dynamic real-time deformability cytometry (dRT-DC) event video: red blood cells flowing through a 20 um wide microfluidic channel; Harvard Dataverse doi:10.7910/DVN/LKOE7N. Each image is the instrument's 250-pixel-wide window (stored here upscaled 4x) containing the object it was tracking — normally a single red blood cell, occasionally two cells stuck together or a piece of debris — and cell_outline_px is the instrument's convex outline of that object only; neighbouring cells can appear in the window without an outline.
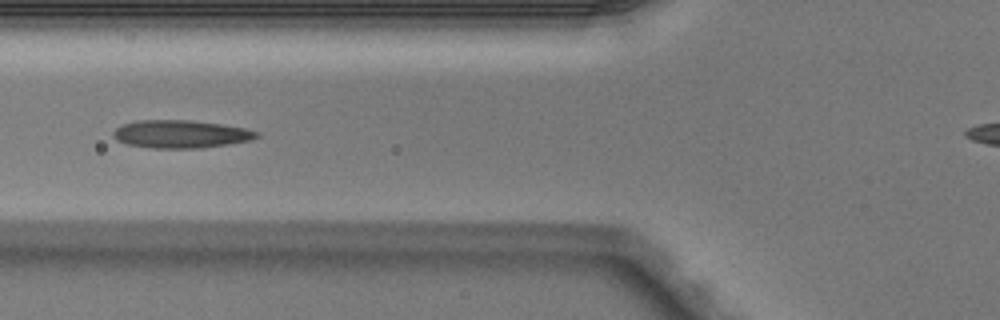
{"species": "Egyptian fruit bat (a non-hibernating species)", "species_latin": "Rousettus aegyptiacus", "temperature_condition": "warm", "stored_images_in_passage": 34, "camera_frame_rate_fps": 3000, "um_per_image_px": 0.085, "animal": {"sex": "male"}, "frame": {"image": 1, "passage_image": 7, "time_ms": 2.0, "image_size_px": [1000, 320], "cell_outline_px": [[260, 136], [252, 140], [228, 144], [200, 148], [152, 148], [128, 144], [116, 140], [112, 136], [112, 132], [116, 128], [124, 124], [136, 120], [192, 120], [220, 124], [244, 128], [260, 132]], "centroid_in_image_um": [15.37, 11.39], "position_along_channel_um": 110.4, "area_um2": 23.35}}
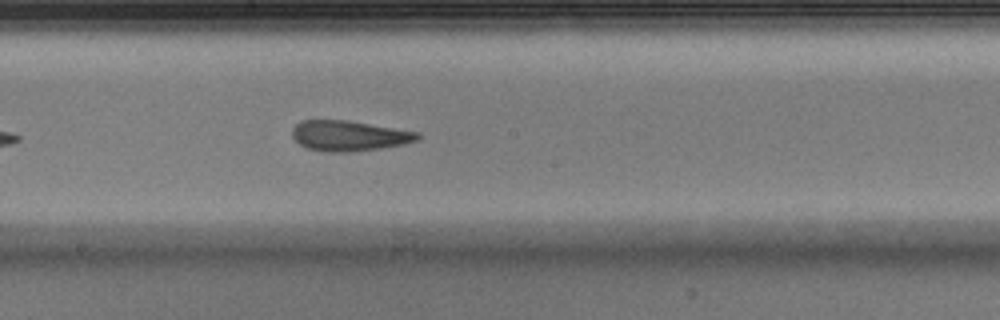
{"frame": {"image": 2, "passage_image": 15, "time_ms": 4.667, "image_size_px": [1000, 320], "cell_outline_px": [[420, 140], [404, 144], [380, 148], [352, 152], [324, 152], [308, 148], [300, 144], [292, 136], [292, 128], [300, 120], [348, 120], [420, 132]], "centroid_in_image_um": [29.69, 11.54], "position_along_channel_um": 218.5, "area_um2": 22.37}}
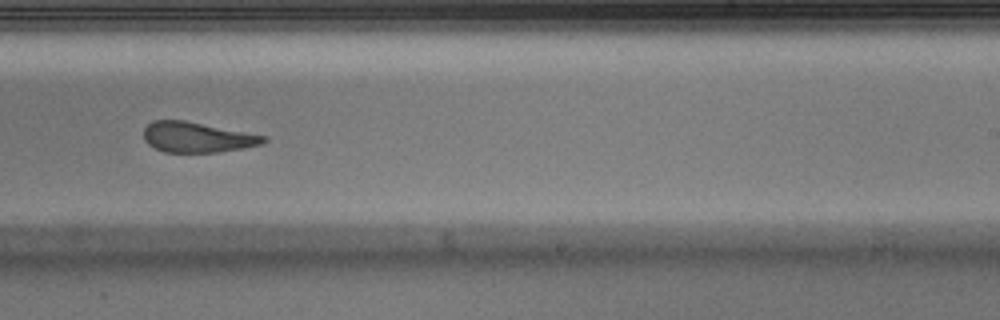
{"frame": {"image": 3, "passage_image": 19, "time_ms": 6.0, "image_size_px": [1000, 320], "cell_outline_px": [[268, 140], [264, 144], [244, 148], [220, 152], [164, 152], [148, 144], [144, 140], [144, 128], [152, 120], [184, 120], [268, 136]], "centroid_in_image_um": [16.79, 11.66], "position_along_channel_um": 272.2, "area_um2": 21.33}, "authors_computed_cell_mechanics": {"area_um2": 22.6287, "velocity_mm_per_s": 4.0487, "shape_relaxation_time_tau1_ms": null, "shape_relaxation_time_tau2_ms": 2.1071, "deformation_change_tau1": null, "deformation_change_tau2": 0.0928}}